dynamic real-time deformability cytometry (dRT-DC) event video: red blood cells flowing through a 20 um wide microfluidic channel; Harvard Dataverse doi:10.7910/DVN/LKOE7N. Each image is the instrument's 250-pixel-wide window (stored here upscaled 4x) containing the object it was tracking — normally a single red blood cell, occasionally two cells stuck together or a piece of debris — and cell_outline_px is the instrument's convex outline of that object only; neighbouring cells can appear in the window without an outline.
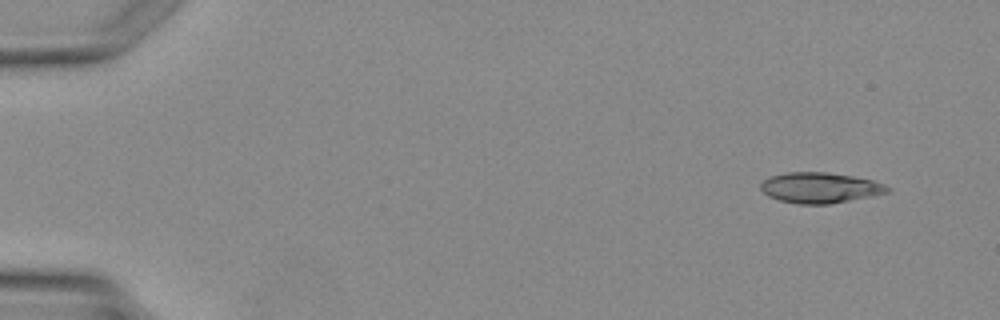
{"species": "Egyptian fruit bat (a non-hibernating species)", "species_latin": "Rousettus aegyptiacus", "temperature_condition": "warm", "stored_images_in_passage": 6, "camera_frame_rate_fps": 3000, "um_per_image_px": 0.085, "animal": {"sex": "female"}, "frame": {"image": 1, "passage_image": 1, "time_ms": 0.0, "image_size_px": [1000, 320], "cell_outline_px": [[892, 188], [888, 192], [828, 204], [800, 204], [780, 200], [768, 196], [760, 188], [760, 184], [764, 180], [772, 176], [788, 172], [828, 172], [852, 176], [872, 180], [884, 184]], "centroid_in_image_um": [69.69, 15.95], "position_along_channel_um": 15.3, "area_um2": 22.25}}
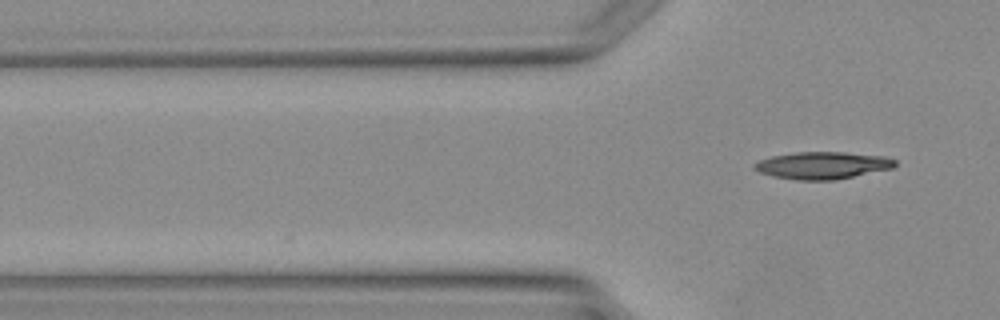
{"frame": {"image": 2, "passage_image": 6, "time_ms": 6.0, "image_size_px": [1000, 320], "cell_outline_px": [[896, 164], [892, 168], [832, 180], [796, 180], [772, 176], [760, 172], [752, 168], [752, 164], [760, 160], [772, 156], [796, 152], [844, 152], [884, 156], [896, 160]], "centroid_in_image_um": [69.87, 14.05], "position_along_channel_um": 55.9, "area_um2": 22.14}}